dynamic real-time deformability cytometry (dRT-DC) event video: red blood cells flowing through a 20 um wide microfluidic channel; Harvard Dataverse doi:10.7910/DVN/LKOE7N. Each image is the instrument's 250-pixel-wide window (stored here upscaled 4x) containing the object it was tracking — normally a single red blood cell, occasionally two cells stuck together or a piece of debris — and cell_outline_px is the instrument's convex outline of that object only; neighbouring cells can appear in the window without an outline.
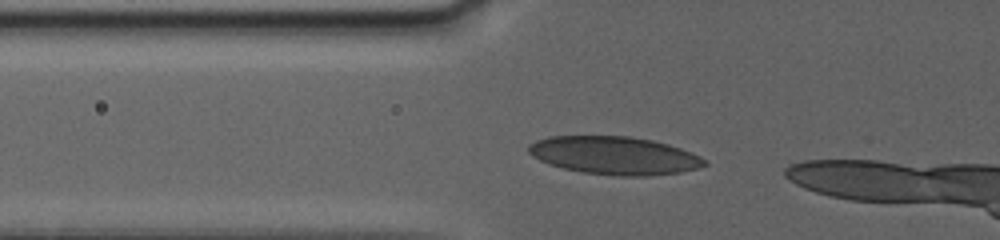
{"species": "human", "species_latin": "Homo sapiens", "temperature_condition": "warm", "stored_images_in_passage": 22, "camera_frame_rate_fps": 3000, "um_per_image_px": 0.085, "donor": {"sex": "female"}, "frame": {"image": 1, "passage_image": 2, "time_ms": 0.333, "image_size_px": [1000, 240], "cell_outline_px": [[708, 164], [696, 168], [680, 172], [644, 176], [620, 176], [580, 172], [564, 168], [540, 160], [532, 156], [528, 152], [528, 144], [536, 140], [548, 136], [628, 136], [652, 140], [668, 144], [680, 148], [700, 156]], "centroid_in_image_um": [52.2, 13.21], "position_along_channel_um": 73.6, "area_um2": 38.78}}
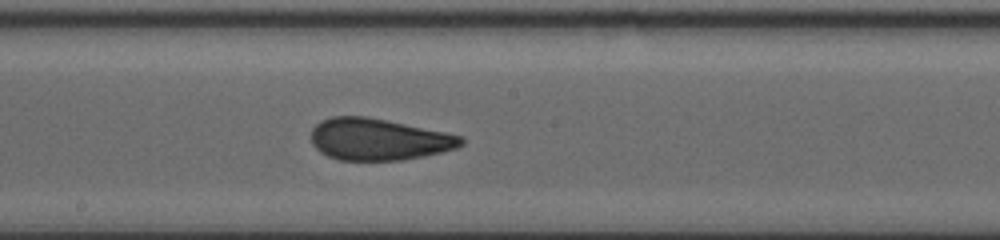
{"frame": {"image": 2, "passage_image": 10, "time_ms": 5.0, "image_size_px": [1000, 240], "cell_outline_px": [[464, 144], [456, 148], [424, 156], [404, 160], [340, 160], [328, 156], [320, 152], [312, 144], [312, 128], [320, 120], [332, 116], [368, 116], [464, 136]], "centroid_in_image_um": [32.18, 11.84], "position_along_channel_um": 216.0, "area_um2": 36.59}}
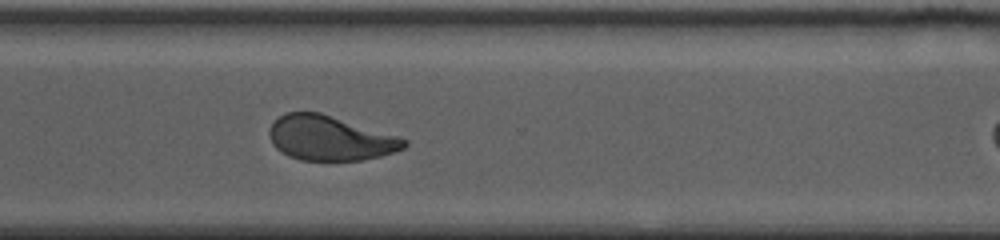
{"frame": {"image": 3, "passage_image": 21, "time_ms": 9.0, "image_size_px": [1000, 240], "cell_outline_px": [[408, 144], [404, 148], [380, 156], [360, 160], [300, 160], [288, 156], [276, 148], [272, 144], [268, 132], [268, 128], [284, 112], [320, 112], [396, 136], [408, 140]], "centroid_in_image_um": [28.0, 11.74], "position_along_channel_um": 342.6, "area_um2": 34.8}}